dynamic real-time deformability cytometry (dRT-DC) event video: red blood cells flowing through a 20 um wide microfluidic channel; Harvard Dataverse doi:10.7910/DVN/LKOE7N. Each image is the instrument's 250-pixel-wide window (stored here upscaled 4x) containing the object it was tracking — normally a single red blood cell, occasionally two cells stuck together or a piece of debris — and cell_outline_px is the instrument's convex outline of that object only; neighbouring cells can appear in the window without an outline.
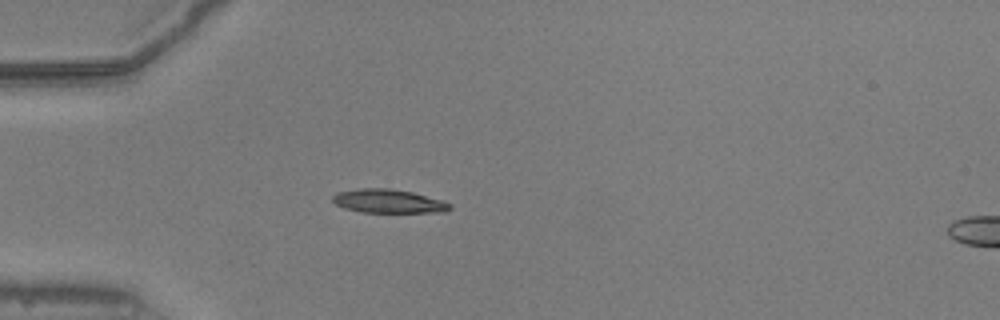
{"species": "common noctule bat (a hibernating species)", "species_latin": "Nyctalus noctula", "temperature_condition": "warm", "stored_images_in_passage": 50, "camera_frame_rate_fps": 3000, "um_per_image_px": 0.085, "animal": {"sex": "male", "body_mass_g": 20.5, "forearm_length_mm": 52.5}, "frame": {"image": 1, "passage_image": 13, "time_ms": 4.0, "image_size_px": [1000, 320], "cell_outline_px": [[452, 208], [444, 212], [360, 212], [344, 208], [336, 204], [332, 200], [332, 196], [336, 192], [360, 188], [388, 188], [412, 192], [444, 200], [452, 204]], "centroid_in_image_um": [33.03, 17.1], "position_along_channel_um": 52.0, "area_um2": 16.3}}
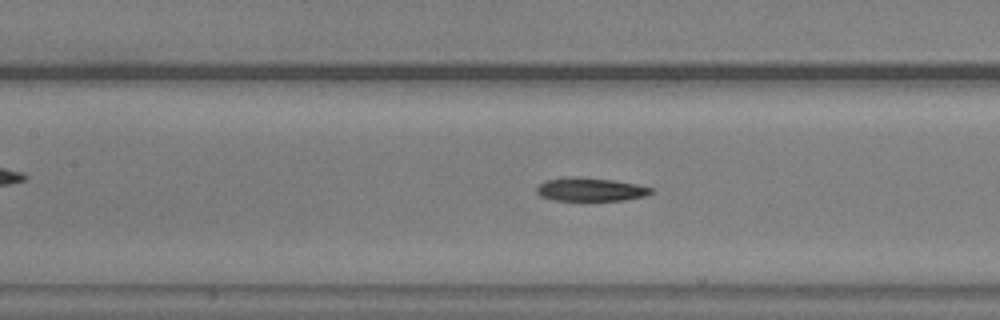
{"frame": {"image": 2, "passage_image": 22, "time_ms": 7.0, "image_size_px": [1000, 320], "cell_outline_px": [[652, 192], [644, 196], [624, 200], [556, 200], [540, 196], [536, 192], [536, 188], [544, 180], [576, 176], [580, 176], [612, 180], [636, 184], [652, 188]], "centroid_in_image_um": [50.15, 16.09], "position_along_channel_um": 157.2, "area_um2": 15.49}}
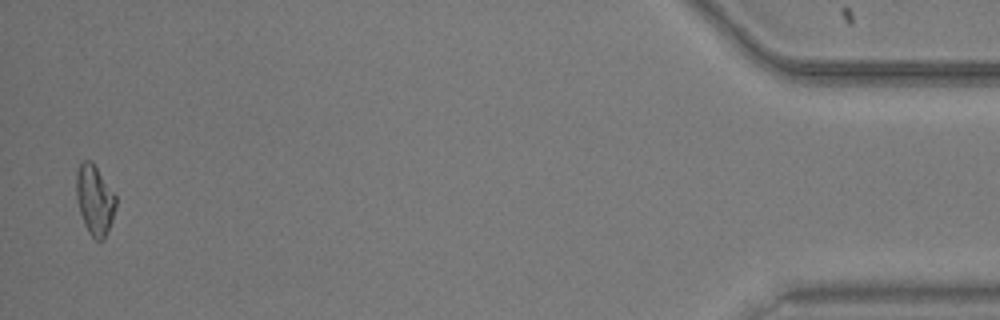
{"frame": {"image": 3, "passage_image": 49, "time_ms": 16.0, "image_size_px": [1000, 320], "cell_outline_px": [[116, 204], [112, 220], [104, 240], [96, 240], [88, 232], [84, 224], [80, 212], [76, 196], [76, 172], [80, 164], [84, 160], [92, 160], [116, 196]], "centroid_in_image_um": [8.04, 16.98], "position_along_channel_um": 427.2, "area_um2": 16.07}, "authors_computed_cell_mechanics": {"area_um2": 15.7794, "velocity_mm_per_s": 3.9241, "shape_relaxation_time_tau1_ms": 3.9559, "shape_relaxation_time_tau2_ms": 3.1109, "deformation_change_tau1": 0.1862, "deformation_change_tau2": 0.1219}}